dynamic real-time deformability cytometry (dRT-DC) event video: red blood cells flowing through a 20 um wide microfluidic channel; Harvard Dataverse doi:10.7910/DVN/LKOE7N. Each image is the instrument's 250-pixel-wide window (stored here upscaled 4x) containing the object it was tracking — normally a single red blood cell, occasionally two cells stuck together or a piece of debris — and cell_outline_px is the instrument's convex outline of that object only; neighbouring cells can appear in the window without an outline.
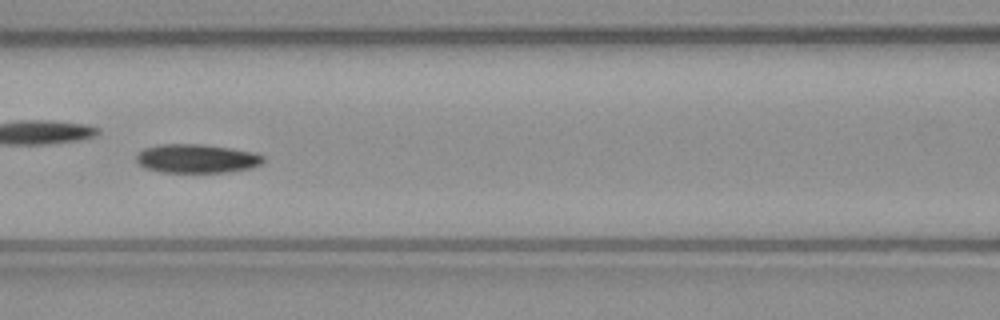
{"species": "common noctule bat (a hibernating species)", "species_latin": "Nyctalus noctula", "temperature_condition": "warm", "stored_images_in_passage": 38, "camera_frame_rate_fps": 3000, "um_per_image_px": 0.085, "animal": {"sex": "male", "body_mass_g": 23.1, "forearm_length_mm": 52.7}, "frame": {"image": 1, "passage_image": 12, "time_ms": 3.667, "image_size_px": [1000, 320], "cell_outline_px": [[264, 160], [260, 164], [252, 168], [224, 172], [160, 172], [144, 168], [136, 160], [136, 156], [144, 148], [160, 144], [204, 144], [232, 148], [252, 152], [264, 156]], "centroid_in_image_um": [16.71, 13.47], "position_along_channel_um": 149.9, "area_um2": 21.33}}